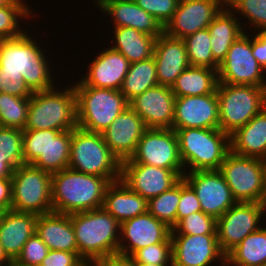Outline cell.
I'll return each instance as SVG.
<instances>
[{"mask_svg": "<svg viewBox=\"0 0 266 266\" xmlns=\"http://www.w3.org/2000/svg\"><path fill=\"white\" fill-rule=\"evenodd\" d=\"M121 164L101 133L79 127L72 130L68 168L104 178H120Z\"/></svg>", "mask_w": 266, "mask_h": 266, "instance_id": "cell-7", "label": "cell"}, {"mask_svg": "<svg viewBox=\"0 0 266 266\" xmlns=\"http://www.w3.org/2000/svg\"><path fill=\"white\" fill-rule=\"evenodd\" d=\"M186 171H172L162 167L135 163L130 158L122 161L120 180L147 201L170 190Z\"/></svg>", "mask_w": 266, "mask_h": 266, "instance_id": "cell-15", "label": "cell"}, {"mask_svg": "<svg viewBox=\"0 0 266 266\" xmlns=\"http://www.w3.org/2000/svg\"><path fill=\"white\" fill-rule=\"evenodd\" d=\"M153 57L159 85L169 86L190 66L183 39L174 38L163 32L155 40Z\"/></svg>", "mask_w": 266, "mask_h": 266, "instance_id": "cell-24", "label": "cell"}, {"mask_svg": "<svg viewBox=\"0 0 266 266\" xmlns=\"http://www.w3.org/2000/svg\"><path fill=\"white\" fill-rule=\"evenodd\" d=\"M158 85L154 57L148 60L131 63L121 86V93L128 101L147 89Z\"/></svg>", "mask_w": 266, "mask_h": 266, "instance_id": "cell-34", "label": "cell"}, {"mask_svg": "<svg viewBox=\"0 0 266 266\" xmlns=\"http://www.w3.org/2000/svg\"><path fill=\"white\" fill-rule=\"evenodd\" d=\"M40 266H89L78 252L49 250Z\"/></svg>", "mask_w": 266, "mask_h": 266, "instance_id": "cell-46", "label": "cell"}, {"mask_svg": "<svg viewBox=\"0 0 266 266\" xmlns=\"http://www.w3.org/2000/svg\"><path fill=\"white\" fill-rule=\"evenodd\" d=\"M27 32L17 38L0 40V73L22 75L32 92L57 88L46 53Z\"/></svg>", "mask_w": 266, "mask_h": 266, "instance_id": "cell-2", "label": "cell"}, {"mask_svg": "<svg viewBox=\"0 0 266 266\" xmlns=\"http://www.w3.org/2000/svg\"><path fill=\"white\" fill-rule=\"evenodd\" d=\"M23 130L0 127V153L7 157V164L15 170L24 164Z\"/></svg>", "mask_w": 266, "mask_h": 266, "instance_id": "cell-41", "label": "cell"}, {"mask_svg": "<svg viewBox=\"0 0 266 266\" xmlns=\"http://www.w3.org/2000/svg\"><path fill=\"white\" fill-rule=\"evenodd\" d=\"M216 228L217 219L200 211L181 219L170 235H217Z\"/></svg>", "mask_w": 266, "mask_h": 266, "instance_id": "cell-40", "label": "cell"}, {"mask_svg": "<svg viewBox=\"0 0 266 266\" xmlns=\"http://www.w3.org/2000/svg\"><path fill=\"white\" fill-rule=\"evenodd\" d=\"M119 234L118 254L131 257L139 249L164 242L170 236L171 228L147 211L122 222Z\"/></svg>", "mask_w": 266, "mask_h": 266, "instance_id": "cell-19", "label": "cell"}, {"mask_svg": "<svg viewBox=\"0 0 266 266\" xmlns=\"http://www.w3.org/2000/svg\"><path fill=\"white\" fill-rule=\"evenodd\" d=\"M4 212H5V210H3L2 208H0V221H1V218H2V216L4 214Z\"/></svg>", "mask_w": 266, "mask_h": 266, "instance_id": "cell-57", "label": "cell"}, {"mask_svg": "<svg viewBox=\"0 0 266 266\" xmlns=\"http://www.w3.org/2000/svg\"><path fill=\"white\" fill-rule=\"evenodd\" d=\"M29 97H17L0 92V127L24 130Z\"/></svg>", "mask_w": 266, "mask_h": 266, "instance_id": "cell-37", "label": "cell"}, {"mask_svg": "<svg viewBox=\"0 0 266 266\" xmlns=\"http://www.w3.org/2000/svg\"><path fill=\"white\" fill-rule=\"evenodd\" d=\"M12 181L11 178H0V208L11 210L12 205Z\"/></svg>", "mask_w": 266, "mask_h": 266, "instance_id": "cell-49", "label": "cell"}, {"mask_svg": "<svg viewBox=\"0 0 266 266\" xmlns=\"http://www.w3.org/2000/svg\"><path fill=\"white\" fill-rule=\"evenodd\" d=\"M226 6L236 16L240 14L248 19L246 22L254 28V33L266 30V0H226Z\"/></svg>", "mask_w": 266, "mask_h": 266, "instance_id": "cell-39", "label": "cell"}, {"mask_svg": "<svg viewBox=\"0 0 266 266\" xmlns=\"http://www.w3.org/2000/svg\"><path fill=\"white\" fill-rule=\"evenodd\" d=\"M172 266H212L222 264L226 255L221 251L217 235H170Z\"/></svg>", "mask_w": 266, "mask_h": 266, "instance_id": "cell-18", "label": "cell"}, {"mask_svg": "<svg viewBox=\"0 0 266 266\" xmlns=\"http://www.w3.org/2000/svg\"><path fill=\"white\" fill-rule=\"evenodd\" d=\"M130 159L135 163L185 171L179 154L178 138L172 128H148Z\"/></svg>", "mask_w": 266, "mask_h": 266, "instance_id": "cell-14", "label": "cell"}, {"mask_svg": "<svg viewBox=\"0 0 266 266\" xmlns=\"http://www.w3.org/2000/svg\"><path fill=\"white\" fill-rule=\"evenodd\" d=\"M202 211L200 202L193 188L182 178L181 197L177 207V223L195 212Z\"/></svg>", "mask_w": 266, "mask_h": 266, "instance_id": "cell-45", "label": "cell"}, {"mask_svg": "<svg viewBox=\"0 0 266 266\" xmlns=\"http://www.w3.org/2000/svg\"><path fill=\"white\" fill-rule=\"evenodd\" d=\"M236 266V265H233L231 264L227 259L224 260V262L222 263V266Z\"/></svg>", "mask_w": 266, "mask_h": 266, "instance_id": "cell-56", "label": "cell"}, {"mask_svg": "<svg viewBox=\"0 0 266 266\" xmlns=\"http://www.w3.org/2000/svg\"><path fill=\"white\" fill-rule=\"evenodd\" d=\"M226 259L236 266H266V228L247 235Z\"/></svg>", "mask_w": 266, "mask_h": 266, "instance_id": "cell-33", "label": "cell"}, {"mask_svg": "<svg viewBox=\"0 0 266 266\" xmlns=\"http://www.w3.org/2000/svg\"><path fill=\"white\" fill-rule=\"evenodd\" d=\"M0 92L17 97H31L33 94V92L25 84L22 75H10L1 73Z\"/></svg>", "mask_w": 266, "mask_h": 266, "instance_id": "cell-47", "label": "cell"}, {"mask_svg": "<svg viewBox=\"0 0 266 266\" xmlns=\"http://www.w3.org/2000/svg\"><path fill=\"white\" fill-rule=\"evenodd\" d=\"M219 129L229 136L266 107V87L218 83Z\"/></svg>", "mask_w": 266, "mask_h": 266, "instance_id": "cell-8", "label": "cell"}, {"mask_svg": "<svg viewBox=\"0 0 266 266\" xmlns=\"http://www.w3.org/2000/svg\"><path fill=\"white\" fill-rule=\"evenodd\" d=\"M97 8L113 19L114 27H131L157 38L164 32L161 23L133 0H95Z\"/></svg>", "mask_w": 266, "mask_h": 266, "instance_id": "cell-25", "label": "cell"}, {"mask_svg": "<svg viewBox=\"0 0 266 266\" xmlns=\"http://www.w3.org/2000/svg\"><path fill=\"white\" fill-rule=\"evenodd\" d=\"M219 171L236 202H256L261 194L266 161L256 157L226 155Z\"/></svg>", "mask_w": 266, "mask_h": 266, "instance_id": "cell-11", "label": "cell"}, {"mask_svg": "<svg viewBox=\"0 0 266 266\" xmlns=\"http://www.w3.org/2000/svg\"><path fill=\"white\" fill-rule=\"evenodd\" d=\"M77 96V127L96 133L105 131L129 107L120 90L73 84Z\"/></svg>", "mask_w": 266, "mask_h": 266, "instance_id": "cell-6", "label": "cell"}, {"mask_svg": "<svg viewBox=\"0 0 266 266\" xmlns=\"http://www.w3.org/2000/svg\"><path fill=\"white\" fill-rule=\"evenodd\" d=\"M251 36L252 54L266 72V30L257 31Z\"/></svg>", "mask_w": 266, "mask_h": 266, "instance_id": "cell-48", "label": "cell"}, {"mask_svg": "<svg viewBox=\"0 0 266 266\" xmlns=\"http://www.w3.org/2000/svg\"><path fill=\"white\" fill-rule=\"evenodd\" d=\"M27 6L23 0H15L11 5L0 7V40L17 38L25 33L19 21L34 15L31 7Z\"/></svg>", "mask_w": 266, "mask_h": 266, "instance_id": "cell-38", "label": "cell"}, {"mask_svg": "<svg viewBox=\"0 0 266 266\" xmlns=\"http://www.w3.org/2000/svg\"><path fill=\"white\" fill-rule=\"evenodd\" d=\"M93 266H137V263L130 256L114 254L96 262Z\"/></svg>", "mask_w": 266, "mask_h": 266, "instance_id": "cell-50", "label": "cell"}, {"mask_svg": "<svg viewBox=\"0 0 266 266\" xmlns=\"http://www.w3.org/2000/svg\"><path fill=\"white\" fill-rule=\"evenodd\" d=\"M38 215L7 210L0 221V244L7 257L14 262L24 244L36 231Z\"/></svg>", "mask_w": 266, "mask_h": 266, "instance_id": "cell-26", "label": "cell"}, {"mask_svg": "<svg viewBox=\"0 0 266 266\" xmlns=\"http://www.w3.org/2000/svg\"><path fill=\"white\" fill-rule=\"evenodd\" d=\"M99 53L79 81L85 86L120 90L131 63L110 47Z\"/></svg>", "mask_w": 266, "mask_h": 266, "instance_id": "cell-23", "label": "cell"}, {"mask_svg": "<svg viewBox=\"0 0 266 266\" xmlns=\"http://www.w3.org/2000/svg\"><path fill=\"white\" fill-rule=\"evenodd\" d=\"M263 210L256 202H236L217 219L216 234L221 251L227 255L249 234L258 231ZM261 222V224H260Z\"/></svg>", "mask_w": 266, "mask_h": 266, "instance_id": "cell-13", "label": "cell"}, {"mask_svg": "<svg viewBox=\"0 0 266 266\" xmlns=\"http://www.w3.org/2000/svg\"><path fill=\"white\" fill-rule=\"evenodd\" d=\"M175 99L171 87L158 84L130 100L129 107L144 120L147 128L171 129Z\"/></svg>", "mask_w": 266, "mask_h": 266, "instance_id": "cell-21", "label": "cell"}, {"mask_svg": "<svg viewBox=\"0 0 266 266\" xmlns=\"http://www.w3.org/2000/svg\"><path fill=\"white\" fill-rule=\"evenodd\" d=\"M237 17L225 5L207 27L210 33L212 55L219 65L225 59L229 48L235 40L246 32Z\"/></svg>", "mask_w": 266, "mask_h": 266, "instance_id": "cell-30", "label": "cell"}, {"mask_svg": "<svg viewBox=\"0 0 266 266\" xmlns=\"http://www.w3.org/2000/svg\"><path fill=\"white\" fill-rule=\"evenodd\" d=\"M182 178L195 191L205 214L218 219L236 203L219 170L186 172Z\"/></svg>", "mask_w": 266, "mask_h": 266, "instance_id": "cell-16", "label": "cell"}, {"mask_svg": "<svg viewBox=\"0 0 266 266\" xmlns=\"http://www.w3.org/2000/svg\"><path fill=\"white\" fill-rule=\"evenodd\" d=\"M60 89L56 90L54 87L45 91L33 92L29 97L24 130L66 131L74 130L77 127V96L74 87Z\"/></svg>", "mask_w": 266, "mask_h": 266, "instance_id": "cell-4", "label": "cell"}, {"mask_svg": "<svg viewBox=\"0 0 266 266\" xmlns=\"http://www.w3.org/2000/svg\"><path fill=\"white\" fill-rule=\"evenodd\" d=\"M218 83L217 70L189 66L177 77L171 89L175 97L207 95L216 92Z\"/></svg>", "mask_w": 266, "mask_h": 266, "instance_id": "cell-32", "label": "cell"}, {"mask_svg": "<svg viewBox=\"0 0 266 266\" xmlns=\"http://www.w3.org/2000/svg\"><path fill=\"white\" fill-rule=\"evenodd\" d=\"M137 266H161V265H155V264H149V263H137Z\"/></svg>", "mask_w": 266, "mask_h": 266, "instance_id": "cell-55", "label": "cell"}, {"mask_svg": "<svg viewBox=\"0 0 266 266\" xmlns=\"http://www.w3.org/2000/svg\"><path fill=\"white\" fill-rule=\"evenodd\" d=\"M114 34L110 48L123 54L130 63L153 57L156 38L131 27H113ZM115 39V40H114Z\"/></svg>", "mask_w": 266, "mask_h": 266, "instance_id": "cell-31", "label": "cell"}, {"mask_svg": "<svg viewBox=\"0 0 266 266\" xmlns=\"http://www.w3.org/2000/svg\"><path fill=\"white\" fill-rule=\"evenodd\" d=\"M190 66L208 67L218 70L219 64L214 60L208 29L197 31L183 39Z\"/></svg>", "mask_w": 266, "mask_h": 266, "instance_id": "cell-36", "label": "cell"}, {"mask_svg": "<svg viewBox=\"0 0 266 266\" xmlns=\"http://www.w3.org/2000/svg\"><path fill=\"white\" fill-rule=\"evenodd\" d=\"M72 130H23V160L49 173L68 168Z\"/></svg>", "mask_w": 266, "mask_h": 266, "instance_id": "cell-9", "label": "cell"}, {"mask_svg": "<svg viewBox=\"0 0 266 266\" xmlns=\"http://www.w3.org/2000/svg\"><path fill=\"white\" fill-rule=\"evenodd\" d=\"M12 264L13 262L7 257L2 245L0 244V266H11Z\"/></svg>", "mask_w": 266, "mask_h": 266, "instance_id": "cell-53", "label": "cell"}, {"mask_svg": "<svg viewBox=\"0 0 266 266\" xmlns=\"http://www.w3.org/2000/svg\"><path fill=\"white\" fill-rule=\"evenodd\" d=\"M51 175L31 164L19 165L11 177V210L38 216L53 212Z\"/></svg>", "mask_w": 266, "mask_h": 266, "instance_id": "cell-10", "label": "cell"}, {"mask_svg": "<svg viewBox=\"0 0 266 266\" xmlns=\"http://www.w3.org/2000/svg\"><path fill=\"white\" fill-rule=\"evenodd\" d=\"M181 197V180L170 190L148 200L147 211L169 228L177 224V207Z\"/></svg>", "mask_w": 266, "mask_h": 266, "instance_id": "cell-35", "label": "cell"}, {"mask_svg": "<svg viewBox=\"0 0 266 266\" xmlns=\"http://www.w3.org/2000/svg\"><path fill=\"white\" fill-rule=\"evenodd\" d=\"M140 8L154 16L163 27L172 19L180 0H133Z\"/></svg>", "mask_w": 266, "mask_h": 266, "instance_id": "cell-44", "label": "cell"}, {"mask_svg": "<svg viewBox=\"0 0 266 266\" xmlns=\"http://www.w3.org/2000/svg\"><path fill=\"white\" fill-rule=\"evenodd\" d=\"M147 129L144 120L128 107L101 134L110 150L122 162L135 153L137 144Z\"/></svg>", "mask_w": 266, "mask_h": 266, "instance_id": "cell-22", "label": "cell"}, {"mask_svg": "<svg viewBox=\"0 0 266 266\" xmlns=\"http://www.w3.org/2000/svg\"><path fill=\"white\" fill-rule=\"evenodd\" d=\"M259 207L263 210V213L266 212V171L263 176V183L261 188V194L257 201Z\"/></svg>", "mask_w": 266, "mask_h": 266, "instance_id": "cell-52", "label": "cell"}, {"mask_svg": "<svg viewBox=\"0 0 266 266\" xmlns=\"http://www.w3.org/2000/svg\"><path fill=\"white\" fill-rule=\"evenodd\" d=\"M187 172L219 170L230 152V136L218 129H174ZM187 165V166H186ZM188 167L189 171H188Z\"/></svg>", "mask_w": 266, "mask_h": 266, "instance_id": "cell-5", "label": "cell"}, {"mask_svg": "<svg viewBox=\"0 0 266 266\" xmlns=\"http://www.w3.org/2000/svg\"><path fill=\"white\" fill-rule=\"evenodd\" d=\"M35 233L50 250L77 252L70 215L51 212L39 215Z\"/></svg>", "mask_w": 266, "mask_h": 266, "instance_id": "cell-27", "label": "cell"}, {"mask_svg": "<svg viewBox=\"0 0 266 266\" xmlns=\"http://www.w3.org/2000/svg\"><path fill=\"white\" fill-rule=\"evenodd\" d=\"M102 208L121 224L146 213L148 201L118 180L107 187Z\"/></svg>", "mask_w": 266, "mask_h": 266, "instance_id": "cell-29", "label": "cell"}, {"mask_svg": "<svg viewBox=\"0 0 266 266\" xmlns=\"http://www.w3.org/2000/svg\"><path fill=\"white\" fill-rule=\"evenodd\" d=\"M172 241L169 236L162 243H155L137 250L131 258L136 263H149L161 266H172Z\"/></svg>", "mask_w": 266, "mask_h": 266, "instance_id": "cell-42", "label": "cell"}, {"mask_svg": "<svg viewBox=\"0 0 266 266\" xmlns=\"http://www.w3.org/2000/svg\"><path fill=\"white\" fill-rule=\"evenodd\" d=\"M13 169L7 164V157L0 153V178H11Z\"/></svg>", "mask_w": 266, "mask_h": 266, "instance_id": "cell-51", "label": "cell"}, {"mask_svg": "<svg viewBox=\"0 0 266 266\" xmlns=\"http://www.w3.org/2000/svg\"><path fill=\"white\" fill-rule=\"evenodd\" d=\"M230 151L266 161V107L230 135Z\"/></svg>", "mask_w": 266, "mask_h": 266, "instance_id": "cell-28", "label": "cell"}, {"mask_svg": "<svg viewBox=\"0 0 266 266\" xmlns=\"http://www.w3.org/2000/svg\"><path fill=\"white\" fill-rule=\"evenodd\" d=\"M265 70L252 54L251 35L243 33L231 45L217 70L219 83L266 87Z\"/></svg>", "mask_w": 266, "mask_h": 266, "instance_id": "cell-12", "label": "cell"}, {"mask_svg": "<svg viewBox=\"0 0 266 266\" xmlns=\"http://www.w3.org/2000/svg\"><path fill=\"white\" fill-rule=\"evenodd\" d=\"M15 0H0V7L1 6H6V5H11Z\"/></svg>", "mask_w": 266, "mask_h": 266, "instance_id": "cell-54", "label": "cell"}, {"mask_svg": "<svg viewBox=\"0 0 266 266\" xmlns=\"http://www.w3.org/2000/svg\"><path fill=\"white\" fill-rule=\"evenodd\" d=\"M77 252L89 266L118 254L120 223L104 208L70 214Z\"/></svg>", "mask_w": 266, "mask_h": 266, "instance_id": "cell-3", "label": "cell"}, {"mask_svg": "<svg viewBox=\"0 0 266 266\" xmlns=\"http://www.w3.org/2000/svg\"><path fill=\"white\" fill-rule=\"evenodd\" d=\"M49 250L40 237L34 233L24 244L21 253L13 264L15 266H39L46 258Z\"/></svg>", "mask_w": 266, "mask_h": 266, "instance_id": "cell-43", "label": "cell"}, {"mask_svg": "<svg viewBox=\"0 0 266 266\" xmlns=\"http://www.w3.org/2000/svg\"><path fill=\"white\" fill-rule=\"evenodd\" d=\"M225 5L226 0H180L164 32L170 37L184 39L207 29Z\"/></svg>", "mask_w": 266, "mask_h": 266, "instance_id": "cell-17", "label": "cell"}, {"mask_svg": "<svg viewBox=\"0 0 266 266\" xmlns=\"http://www.w3.org/2000/svg\"><path fill=\"white\" fill-rule=\"evenodd\" d=\"M219 128L217 92L199 96L176 97L172 129Z\"/></svg>", "mask_w": 266, "mask_h": 266, "instance_id": "cell-20", "label": "cell"}, {"mask_svg": "<svg viewBox=\"0 0 266 266\" xmlns=\"http://www.w3.org/2000/svg\"><path fill=\"white\" fill-rule=\"evenodd\" d=\"M120 178H104L66 168L52 173L53 212L74 214L103 207L107 187Z\"/></svg>", "mask_w": 266, "mask_h": 266, "instance_id": "cell-1", "label": "cell"}]
</instances>
